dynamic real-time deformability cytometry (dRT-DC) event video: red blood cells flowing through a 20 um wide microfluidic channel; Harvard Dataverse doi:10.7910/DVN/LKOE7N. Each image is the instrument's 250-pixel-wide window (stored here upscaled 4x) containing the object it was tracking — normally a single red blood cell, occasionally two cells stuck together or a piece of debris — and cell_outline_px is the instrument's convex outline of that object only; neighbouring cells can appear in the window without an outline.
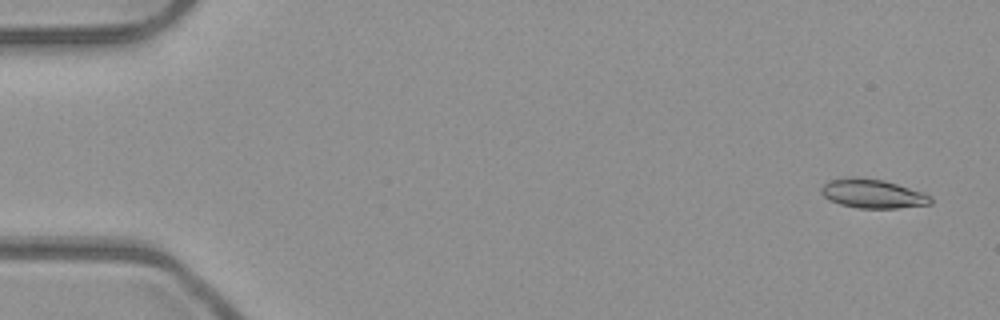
{"species": "common noctule bat (a hibernating species)", "species_latin": "Nyctalus noctula", "temperature_condition": "room temperature", "stored_images_in_passage": 5, "camera_frame_rate_fps": 3000, "um_per_image_px": 0.085, "animal": {"sex": "male", "body_mass_g": 23.1, "forearm_length_mm": 52.7}, "frame": {"image": 1, "passage_image": 1, "time_ms": 0.0, "image_size_px": [1000, 320], "cell_outline_px": [[932, 204], [896, 208], [860, 208], [840, 204], [828, 200], [820, 192], [820, 188], [828, 180], [852, 176], [856, 176], [884, 180], [924, 192], [932, 196]], "centroid_in_image_um": [74.17, 16.45], "position_along_channel_um": 10.8, "area_um2": 18.73}}
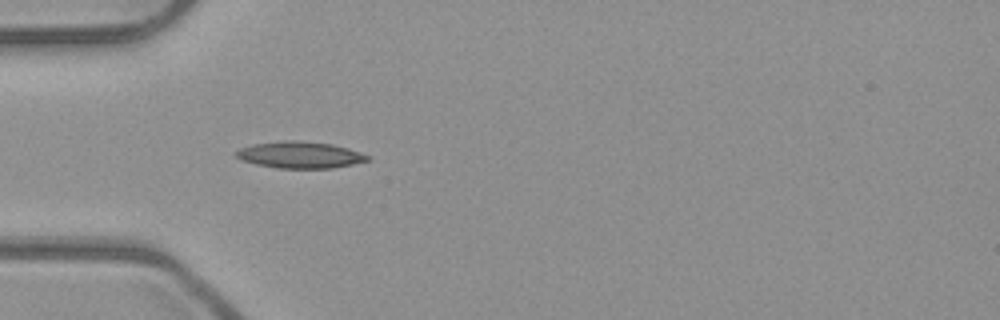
{"frame": {"image": 2, "passage_image": 5, "time_ms": 1.333, "image_size_px": [1000, 320], "cell_outline_px": [[372, 160], [332, 168], [276, 168], [256, 164], [244, 160], [236, 156], [236, 152], [240, 148], [252, 144], [284, 140], [300, 140], [332, 144], [348, 148], [360, 152], [368, 156]], "centroid_in_image_um": [25.52, 13.16], "position_along_channel_um": 59.5, "area_um2": 20.35}}